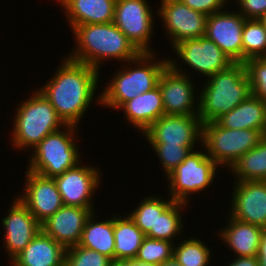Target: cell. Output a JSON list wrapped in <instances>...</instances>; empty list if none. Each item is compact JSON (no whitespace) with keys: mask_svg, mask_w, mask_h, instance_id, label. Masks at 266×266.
I'll list each match as a JSON object with an SVG mask.
<instances>
[{"mask_svg":"<svg viewBox=\"0 0 266 266\" xmlns=\"http://www.w3.org/2000/svg\"><path fill=\"white\" fill-rule=\"evenodd\" d=\"M52 78L38 90L47 98L65 125L78 124L97 95L99 71L64 57ZM96 98V99H95Z\"/></svg>","mask_w":266,"mask_h":266,"instance_id":"6da1fadb","label":"cell"},{"mask_svg":"<svg viewBox=\"0 0 266 266\" xmlns=\"http://www.w3.org/2000/svg\"><path fill=\"white\" fill-rule=\"evenodd\" d=\"M75 37L73 52L67 58L75 62L87 64L100 71L104 60L127 62L135 59L141 52L113 23L84 24L74 26ZM69 55V56H68Z\"/></svg>","mask_w":266,"mask_h":266,"instance_id":"7a4b0ae2","label":"cell"},{"mask_svg":"<svg viewBox=\"0 0 266 266\" xmlns=\"http://www.w3.org/2000/svg\"><path fill=\"white\" fill-rule=\"evenodd\" d=\"M156 54L141 52L135 59L124 63L125 67L116 70L110 83L100 92V105L120 110L127 101L157 87L160 75L168 66V58L157 59Z\"/></svg>","mask_w":266,"mask_h":266,"instance_id":"3957f363","label":"cell"},{"mask_svg":"<svg viewBox=\"0 0 266 266\" xmlns=\"http://www.w3.org/2000/svg\"><path fill=\"white\" fill-rule=\"evenodd\" d=\"M206 80L198 94V116L202 123L216 122L252 94L245 63H233Z\"/></svg>","mask_w":266,"mask_h":266,"instance_id":"277c9868","label":"cell"},{"mask_svg":"<svg viewBox=\"0 0 266 266\" xmlns=\"http://www.w3.org/2000/svg\"><path fill=\"white\" fill-rule=\"evenodd\" d=\"M31 95L16 106L10 144L14 149H33L45 136L65 126L54 107L37 88Z\"/></svg>","mask_w":266,"mask_h":266,"instance_id":"5b68a950","label":"cell"},{"mask_svg":"<svg viewBox=\"0 0 266 266\" xmlns=\"http://www.w3.org/2000/svg\"><path fill=\"white\" fill-rule=\"evenodd\" d=\"M77 129L74 125H65L45 136L31 149L33 152H30L26 170L54 178L77 166L81 161L80 150L75 141Z\"/></svg>","mask_w":266,"mask_h":266,"instance_id":"8992f818","label":"cell"},{"mask_svg":"<svg viewBox=\"0 0 266 266\" xmlns=\"http://www.w3.org/2000/svg\"><path fill=\"white\" fill-rule=\"evenodd\" d=\"M265 135L260 130L227 129L217 122L203 123L202 144L207 155L229 169L243 154L255 148Z\"/></svg>","mask_w":266,"mask_h":266,"instance_id":"52a82bcc","label":"cell"},{"mask_svg":"<svg viewBox=\"0 0 266 266\" xmlns=\"http://www.w3.org/2000/svg\"><path fill=\"white\" fill-rule=\"evenodd\" d=\"M219 166L206 151H192L168 176V194L171 199L186 204L192 194L206 191L212 185ZM189 197V198H188ZM189 199V200H188Z\"/></svg>","mask_w":266,"mask_h":266,"instance_id":"ba28073f","label":"cell"},{"mask_svg":"<svg viewBox=\"0 0 266 266\" xmlns=\"http://www.w3.org/2000/svg\"><path fill=\"white\" fill-rule=\"evenodd\" d=\"M177 60L168 57V66L160 75L158 82L164 113L165 115H198L199 97L194 89L196 86L194 87L193 79H190L191 77L180 68L181 64L176 63L179 62Z\"/></svg>","mask_w":266,"mask_h":266,"instance_id":"9c48e42d","label":"cell"},{"mask_svg":"<svg viewBox=\"0 0 266 266\" xmlns=\"http://www.w3.org/2000/svg\"><path fill=\"white\" fill-rule=\"evenodd\" d=\"M147 0H116L113 23L140 52H154L151 38L155 27L152 8Z\"/></svg>","mask_w":266,"mask_h":266,"instance_id":"30bf717a","label":"cell"},{"mask_svg":"<svg viewBox=\"0 0 266 266\" xmlns=\"http://www.w3.org/2000/svg\"><path fill=\"white\" fill-rule=\"evenodd\" d=\"M157 16L163 20V28L171 46L205 36L207 15L191 9L180 0H160Z\"/></svg>","mask_w":266,"mask_h":266,"instance_id":"8fae6325","label":"cell"},{"mask_svg":"<svg viewBox=\"0 0 266 266\" xmlns=\"http://www.w3.org/2000/svg\"><path fill=\"white\" fill-rule=\"evenodd\" d=\"M202 127L198 115H163L142 135L148 144H178L196 148V143L202 144Z\"/></svg>","mask_w":266,"mask_h":266,"instance_id":"7c38bea8","label":"cell"},{"mask_svg":"<svg viewBox=\"0 0 266 266\" xmlns=\"http://www.w3.org/2000/svg\"><path fill=\"white\" fill-rule=\"evenodd\" d=\"M176 58L205 77L226 70L234 62L206 36L187 39L172 47Z\"/></svg>","mask_w":266,"mask_h":266,"instance_id":"4fadbf2b","label":"cell"},{"mask_svg":"<svg viewBox=\"0 0 266 266\" xmlns=\"http://www.w3.org/2000/svg\"><path fill=\"white\" fill-rule=\"evenodd\" d=\"M64 206L95 209L92 201L102 182L101 171L93 165L79 163L72 169L54 177Z\"/></svg>","mask_w":266,"mask_h":266,"instance_id":"5bb4252c","label":"cell"},{"mask_svg":"<svg viewBox=\"0 0 266 266\" xmlns=\"http://www.w3.org/2000/svg\"><path fill=\"white\" fill-rule=\"evenodd\" d=\"M25 174L23 194L16 196L41 224L63 206L61 195L54 178L29 170Z\"/></svg>","mask_w":266,"mask_h":266,"instance_id":"9a60e30c","label":"cell"},{"mask_svg":"<svg viewBox=\"0 0 266 266\" xmlns=\"http://www.w3.org/2000/svg\"><path fill=\"white\" fill-rule=\"evenodd\" d=\"M229 216L266 229V181H235Z\"/></svg>","mask_w":266,"mask_h":266,"instance_id":"2e32d148","label":"cell"},{"mask_svg":"<svg viewBox=\"0 0 266 266\" xmlns=\"http://www.w3.org/2000/svg\"><path fill=\"white\" fill-rule=\"evenodd\" d=\"M246 20L237 10L233 12L225 8L207 17L205 36L234 63H242V32Z\"/></svg>","mask_w":266,"mask_h":266,"instance_id":"e0dca14e","label":"cell"},{"mask_svg":"<svg viewBox=\"0 0 266 266\" xmlns=\"http://www.w3.org/2000/svg\"><path fill=\"white\" fill-rule=\"evenodd\" d=\"M8 214L2 218L3 243L10 262L24 250L40 232L41 224L29 209L16 197L10 205Z\"/></svg>","mask_w":266,"mask_h":266,"instance_id":"ac0fdd59","label":"cell"},{"mask_svg":"<svg viewBox=\"0 0 266 266\" xmlns=\"http://www.w3.org/2000/svg\"><path fill=\"white\" fill-rule=\"evenodd\" d=\"M96 211L78 206H62L41 223V230L65 249L79 244L87 219Z\"/></svg>","mask_w":266,"mask_h":266,"instance_id":"d6986e66","label":"cell"},{"mask_svg":"<svg viewBox=\"0 0 266 266\" xmlns=\"http://www.w3.org/2000/svg\"><path fill=\"white\" fill-rule=\"evenodd\" d=\"M66 249L42 230L11 262L12 266H64Z\"/></svg>","mask_w":266,"mask_h":266,"instance_id":"ffe728a7","label":"cell"},{"mask_svg":"<svg viewBox=\"0 0 266 266\" xmlns=\"http://www.w3.org/2000/svg\"><path fill=\"white\" fill-rule=\"evenodd\" d=\"M67 23L72 29L84 24H104L114 21L116 0H58Z\"/></svg>","mask_w":266,"mask_h":266,"instance_id":"44dd1931","label":"cell"},{"mask_svg":"<svg viewBox=\"0 0 266 266\" xmlns=\"http://www.w3.org/2000/svg\"><path fill=\"white\" fill-rule=\"evenodd\" d=\"M123 110L127 123L144 133L164 113V104L159 86L127 101Z\"/></svg>","mask_w":266,"mask_h":266,"instance_id":"7402d4cb","label":"cell"},{"mask_svg":"<svg viewBox=\"0 0 266 266\" xmlns=\"http://www.w3.org/2000/svg\"><path fill=\"white\" fill-rule=\"evenodd\" d=\"M227 221L225 224L227 226L218 230V236L224 241L223 243L231 248L236 257L257 256L264 228L231 217Z\"/></svg>","mask_w":266,"mask_h":266,"instance_id":"603a6c76","label":"cell"},{"mask_svg":"<svg viewBox=\"0 0 266 266\" xmlns=\"http://www.w3.org/2000/svg\"><path fill=\"white\" fill-rule=\"evenodd\" d=\"M216 122L227 129L260 130L266 136V102L251 94Z\"/></svg>","mask_w":266,"mask_h":266,"instance_id":"cb8c5ba5","label":"cell"},{"mask_svg":"<svg viewBox=\"0 0 266 266\" xmlns=\"http://www.w3.org/2000/svg\"><path fill=\"white\" fill-rule=\"evenodd\" d=\"M95 213V211L92 212L87 219L78 245L95 250L114 260V217L97 221Z\"/></svg>","mask_w":266,"mask_h":266,"instance_id":"d4e9b609","label":"cell"},{"mask_svg":"<svg viewBox=\"0 0 266 266\" xmlns=\"http://www.w3.org/2000/svg\"><path fill=\"white\" fill-rule=\"evenodd\" d=\"M117 216L114 215V259L134 260L146 236L127 214Z\"/></svg>","mask_w":266,"mask_h":266,"instance_id":"484cf974","label":"cell"},{"mask_svg":"<svg viewBox=\"0 0 266 266\" xmlns=\"http://www.w3.org/2000/svg\"><path fill=\"white\" fill-rule=\"evenodd\" d=\"M235 181H266V136L228 169Z\"/></svg>","mask_w":266,"mask_h":266,"instance_id":"4316f807","label":"cell"},{"mask_svg":"<svg viewBox=\"0 0 266 266\" xmlns=\"http://www.w3.org/2000/svg\"><path fill=\"white\" fill-rule=\"evenodd\" d=\"M167 198L168 200H165L159 196L149 195L139 202L135 210L127 214L146 237L156 239L157 216L174 201L170 197Z\"/></svg>","mask_w":266,"mask_h":266,"instance_id":"83f0119b","label":"cell"},{"mask_svg":"<svg viewBox=\"0 0 266 266\" xmlns=\"http://www.w3.org/2000/svg\"><path fill=\"white\" fill-rule=\"evenodd\" d=\"M266 56V29L259 19H247L242 32V63Z\"/></svg>","mask_w":266,"mask_h":266,"instance_id":"f1b7e54d","label":"cell"},{"mask_svg":"<svg viewBox=\"0 0 266 266\" xmlns=\"http://www.w3.org/2000/svg\"><path fill=\"white\" fill-rule=\"evenodd\" d=\"M204 242L197 237L185 238L177 245L174 243L173 256L181 266H208L212 260V249Z\"/></svg>","mask_w":266,"mask_h":266,"instance_id":"f546056e","label":"cell"},{"mask_svg":"<svg viewBox=\"0 0 266 266\" xmlns=\"http://www.w3.org/2000/svg\"><path fill=\"white\" fill-rule=\"evenodd\" d=\"M186 203L173 201L160 215L156 222V239L175 242L174 239L182 234V208ZM181 233V234H180Z\"/></svg>","mask_w":266,"mask_h":266,"instance_id":"4dcf8cb0","label":"cell"},{"mask_svg":"<svg viewBox=\"0 0 266 266\" xmlns=\"http://www.w3.org/2000/svg\"><path fill=\"white\" fill-rule=\"evenodd\" d=\"M173 243L172 241L145 237L134 260L159 266L164 261L173 257Z\"/></svg>","mask_w":266,"mask_h":266,"instance_id":"1f68e13d","label":"cell"},{"mask_svg":"<svg viewBox=\"0 0 266 266\" xmlns=\"http://www.w3.org/2000/svg\"><path fill=\"white\" fill-rule=\"evenodd\" d=\"M159 158L164 174L168 176L188 155L196 148H188L183 145L151 144Z\"/></svg>","mask_w":266,"mask_h":266,"instance_id":"d6a6232c","label":"cell"},{"mask_svg":"<svg viewBox=\"0 0 266 266\" xmlns=\"http://www.w3.org/2000/svg\"><path fill=\"white\" fill-rule=\"evenodd\" d=\"M111 259L79 245L66 249L64 266H109Z\"/></svg>","mask_w":266,"mask_h":266,"instance_id":"836d02e7","label":"cell"},{"mask_svg":"<svg viewBox=\"0 0 266 266\" xmlns=\"http://www.w3.org/2000/svg\"><path fill=\"white\" fill-rule=\"evenodd\" d=\"M252 94L266 102V56L245 62Z\"/></svg>","mask_w":266,"mask_h":266,"instance_id":"e575fe53","label":"cell"},{"mask_svg":"<svg viewBox=\"0 0 266 266\" xmlns=\"http://www.w3.org/2000/svg\"><path fill=\"white\" fill-rule=\"evenodd\" d=\"M240 14L246 19H259L266 13V0H236Z\"/></svg>","mask_w":266,"mask_h":266,"instance_id":"d590c367","label":"cell"},{"mask_svg":"<svg viewBox=\"0 0 266 266\" xmlns=\"http://www.w3.org/2000/svg\"><path fill=\"white\" fill-rule=\"evenodd\" d=\"M183 4L189 6L191 9L206 14L207 16L223 11L226 5L225 0H180Z\"/></svg>","mask_w":266,"mask_h":266,"instance_id":"8d00e7d4","label":"cell"},{"mask_svg":"<svg viewBox=\"0 0 266 266\" xmlns=\"http://www.w3.org/2000/svg\"><path fill=\"white\" fill-rule=\"evenodd\" d=\"M227 263L226 266H259V259L257 256H242L236 257Z\"/></svg>","mask_w":266,"mask_h":266,"instance_id":"74e56055","label":"cell"},{"mask_svg":"<svg viewBox=\"0 0 266 266\" xmlns=\"http://www.w3.org/2000/svg\"><path fill=\"white\" fill-rule=\"evenodd\" d=\"M257 257L259 266H266V229L263 230L261 235Z\"/></svg>","mask_w":266,"mask_h":266,"instance_id":"f35d334b","label":"cell"},{"mask_svg":"<svg viewBox=\"0 0 266 266\" xmlns=\"http://www.w3.org/2000/svg\"><path fill=\"white\" fill-rule=\"evenodd\" d=\"M109 266H136L135 260H111Z\"/></svg>","mask_w":266,"mask_h":266,"instance_id":"ab89813d","label":"cell"},{"mask_svg":"<svg viewBox=\"0 0 266 266\" xmlns=\"http://www.w3.org/2000/svg\"><path fill=\"white\" fill-rule=\"evenodd\" d=\"M159 266H181L178 261L173 256L171 259H168L161 263Z\"/></svg>","mask_w":266,"mask_h":266,"instance_id":"60d3db41","label":"cell"},{"mask_svg":"<svg viewBox=\"0 0 266 266\" xmlns=\"http://www.w3.org/2000/svg\"><path fill=\"white\" fill-rule=\"evenodd\" d=\"M259 21L263 24V26L266 29V13L261 18H259Z\"/></svg>","mask_w":266,"mask_h":266,"instance_id":"b9f144b4","label":"cell"},{"mask_svg":"<svg viewBox=\"0 0 266 266\" xmlns=\"http://www.w3.org/2000/svg\"><path fill=\"white\" fill-rule=\"evenodd\" d=\"M136 266H158L155 264L141 263L136 261Z\"/></svg>","mask_w":266,"mask_h":266,"instance_id":"7bdbcfd3","label":"cell"},{"mask_svg":"<svg viewBox=\"0 0 266 266\" xmlns=\"http://www.w3.org/2000/svg\"><path fill=\"white\" fill-rule=\"evenodd\" d=\"M225 1H226L227 4H229V1H230V3H231V0H225Z\"/></svg>","mask_w":266,"mask_h":266,"instance_id":"ee69618b","label":"cell"}]
</instances>
